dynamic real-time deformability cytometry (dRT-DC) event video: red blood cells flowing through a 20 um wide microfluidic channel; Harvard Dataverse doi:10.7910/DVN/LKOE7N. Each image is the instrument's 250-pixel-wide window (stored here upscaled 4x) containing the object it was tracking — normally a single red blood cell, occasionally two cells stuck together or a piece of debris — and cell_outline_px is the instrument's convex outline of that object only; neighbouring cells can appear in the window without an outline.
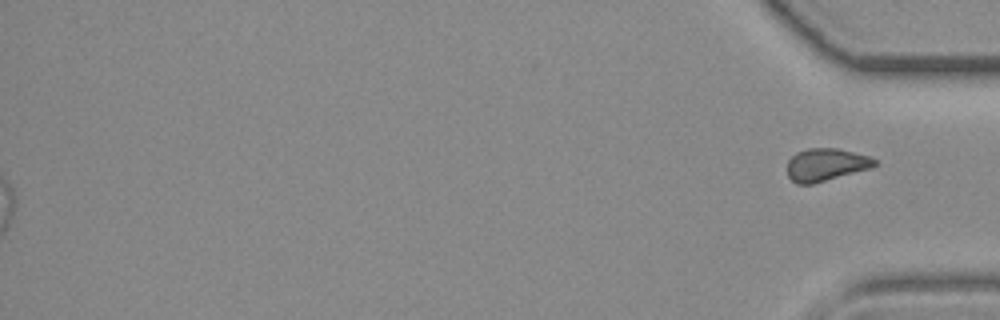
{"species": "common noctule bat (a hibernating species)", "species_latin": "Nyctalus noctula", "temperature_condition": "room temperature", "stored_images_in_passage": 34, "segment_of_instrument_passage": [2, 2], "camera_frame_rate_fps": 3000, "um_per_image_px": 0.085, "animal": {"sex": "female", "body_mass_g": 19.3, "forearm_length_mm": 54.1}, "frame": {"image": 1, "passage_image": 34, "time_ms": 11.0, "image_size_px": [1000, 320], "cell_outline_px": [[876, 164], [868, 168], [812, 184], [800, 184], [792, 180], [788, 176], [788, 160], [796, 152], [808, 148], [836, 148], [868, 156], [876, 160]], "centroid_in_image_um": [70.15, 13.98], "position_along_channel_um": 365.1, "area_um2": 16.18}}